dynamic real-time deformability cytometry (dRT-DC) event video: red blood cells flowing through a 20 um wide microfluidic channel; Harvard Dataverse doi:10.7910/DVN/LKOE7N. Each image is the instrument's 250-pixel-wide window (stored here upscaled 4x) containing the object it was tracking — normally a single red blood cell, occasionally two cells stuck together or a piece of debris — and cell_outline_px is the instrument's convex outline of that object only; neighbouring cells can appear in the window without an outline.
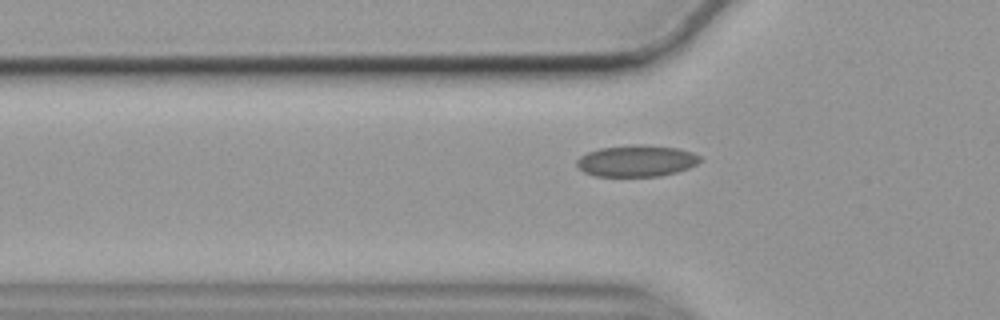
{"species": "common noctule bat (a hibernating species)", "species_latin": "Nyctalus noctula", "temperature_condition": "cold", "stored_images_in_passage": 54, "camera_frame_rate_fps": 3000, "um_per_image_px": 0.085, "animal": {"sex": "female", "body_mass_g": 19.9}, "frame": {"image": 1, "passage_image": 6, "time_ms": 1.667, "image_size_px": [1000, 320], "cell_outline_px": [[700, 160], [696, 164], [688, 168], [676, 172], [660, 176], [596, 176], [584, 172], [576, 164], [576, 160], [580, 156], [588, 152], [600, 148], [640, 144], [680, 148], [692, 152], [700, 156]], "centroid_in_image_um": [54.11, 13.67], "position_along_channel_um": 71.7, "area_um2": 22.54}}
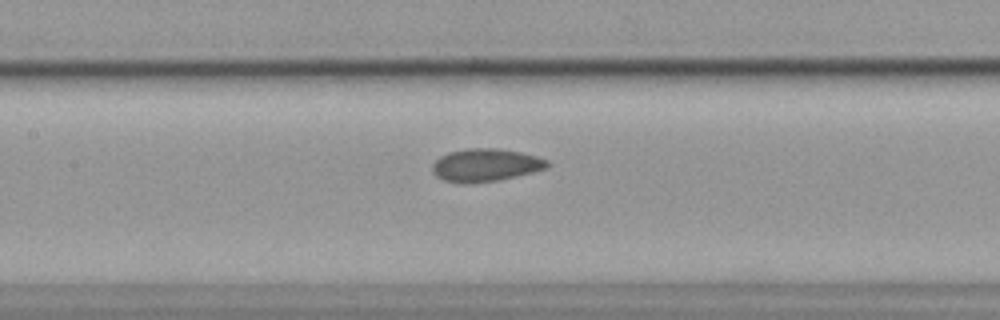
{"frame": {"image": 2, "passage_image": 14, "time_ms": 4.333, "image_size_px": [1000, 320], "cell_outline_px": [[552, 164], [548, 168], [516, 176], [496, 180], [468, 184], [460, 184], [444, 180], [436, 176], [432, 172], [432, 164], [440, 156], [448, 152], [468, 148], [496, 148], [520, 152], [536, 156], [548, 160]], "centroid_in_image_um": [41.26, 14.03], "position_along_channel_um": 166.1, "area_um2": 22.14}}
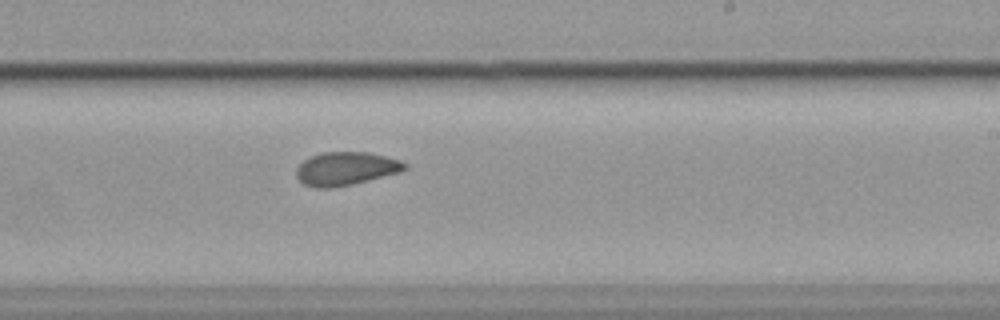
{"frame": {"image": 3, "passage_image": 22, "time_ms": 7.0, "image_size_px": [1000, 320], "cell_outline_px": [[408, 168], [400, 172], [352, 184], [332, 188], [316, 188], [304, 184], [296, 176], [296, 168], [304, 160], [312, 156], [324, 152], [368, 152], [400, 160], [408, 164]], "centroid_in_image_um": [29.41, 14.33], "position_along_channel_um": 259.6, "area_um2": 20.98}}